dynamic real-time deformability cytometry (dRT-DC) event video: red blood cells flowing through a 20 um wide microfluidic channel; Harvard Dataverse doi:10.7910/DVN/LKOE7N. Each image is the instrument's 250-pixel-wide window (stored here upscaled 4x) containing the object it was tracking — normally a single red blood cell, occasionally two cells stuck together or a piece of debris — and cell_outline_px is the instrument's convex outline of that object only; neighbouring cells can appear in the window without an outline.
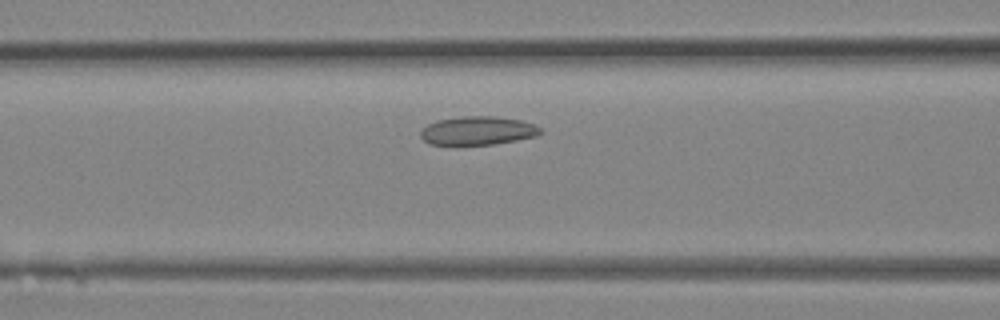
{"species": "Egyptian fruit bat (a non-hibernating species)", "species_latin": "Rousettus aegyptiacus", "temperature_condition": "room temperature", "stored_images_in_passage": 28, "camera_frame_rate_fps": 3000, "um_per_image_px": 0.085, "animal": {"sex": "female"}, "frame": {"image": 1, "passage_image": 9, "time_ms": 2.667, "image_size_px": [1000, 320], "cell_outline_px": [[544, 132], [536, 136], [516, 140], [492, 144], [428, 144], [420, 136], [420, 132], [428, 124], [436, 120], [464, 116], [496, 116], [520, 120], [536, 124]], "centroid_in_image_um": [40.63, 11.09], "position_along_channel_um": 126.0, "area_um2": 19.88}}
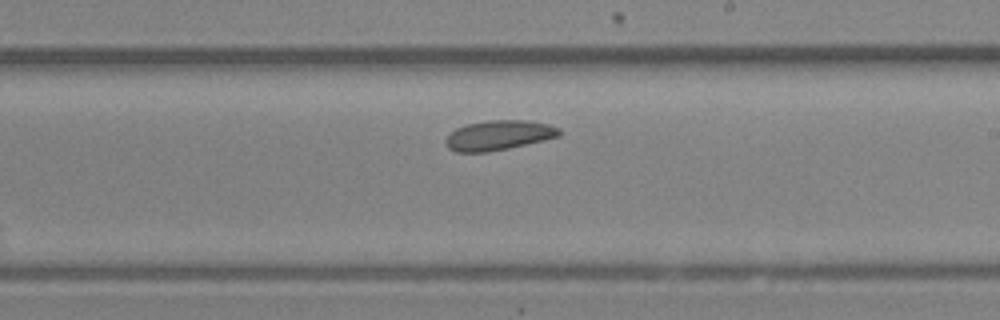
{"frame": {"image": 2, "passage_image": 15, "time_ms": 4.667, "image_size_px": [1000, 320], "cell_outline_px": [[560, 136], [544, 140], [508, 148], [488, 152], [456, 152], [448, 148], [444, 140], [456, 128], [468, 124], [492, 120], [528, 120], [548, 124], [560, 128]], "centroid_in_image_um": [42.4, 11.5], "position_along_channel_um": 246.6, "area_um2": 19.59}}
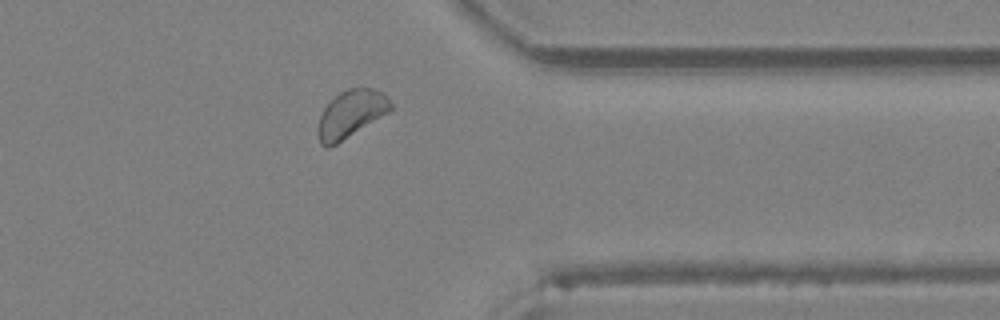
{"frame": {"image": 3, "passage_image": 22, "time_ms": 7.0, "image_size_px": [1000, 320], "cell_outline_px": [[392, 108], [388, 112], [336, 144], [328, 148], [320, 144], [316, 132], [320, 116], [324, 108], [340, 92], [348, 88], [372, 88], [384, 92], [392, 104]], "centroid_in_image_um": [29.81, 9.68], "position_along_channel_um": 381.6, "area_um2": 19.83}}